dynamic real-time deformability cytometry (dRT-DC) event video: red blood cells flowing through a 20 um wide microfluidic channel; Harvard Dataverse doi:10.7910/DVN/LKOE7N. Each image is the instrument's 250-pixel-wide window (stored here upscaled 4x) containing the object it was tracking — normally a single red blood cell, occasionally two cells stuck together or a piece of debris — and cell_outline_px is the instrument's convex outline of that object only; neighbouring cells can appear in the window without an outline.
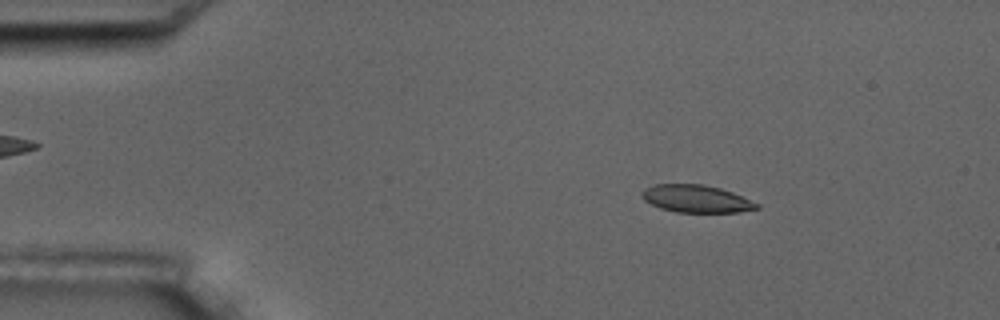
{"species": "common noctule bat (a hibernating species)", "species_latin": "Nyctalus noctula", "temperature_condition": "room temperature", "stored_images_in_passage": 3, "camera_frame_rate_fps": 3000, "um_per_image_px": 0.085, "animal": {"sex": "male", "body_mass_g": 17.5, "forearm_length_mm": 52.3}, "frame": {"image": 1, "passage_image": 1, "time_ms": 0.0, "image_size_px": [1000, 320], "cell_outline_px": [[760, 208], [740, 212], [676, 212], [660, 208], [644, 200], [640, 196], [640, 192], [644, 188], [652, 184], [704, 184], [720, 188], [732, 192], [760, 204]], "centroid_in_image_um": [59.16, 16.89], "position_along_channel_um": 25.8, "area_um2": 18.55}}